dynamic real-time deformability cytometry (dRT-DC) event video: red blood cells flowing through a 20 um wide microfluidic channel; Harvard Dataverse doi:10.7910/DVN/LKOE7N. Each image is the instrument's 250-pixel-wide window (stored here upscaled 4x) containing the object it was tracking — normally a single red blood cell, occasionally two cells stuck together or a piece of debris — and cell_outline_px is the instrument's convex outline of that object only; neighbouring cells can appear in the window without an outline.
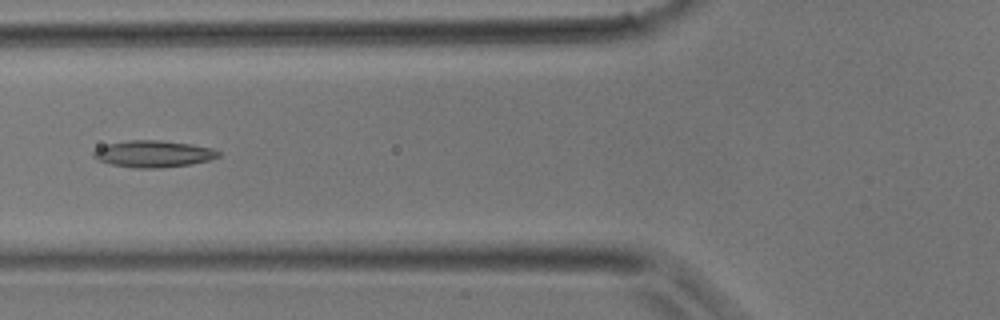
{"species": "common noctule bat (a hibernating species)", "species_latin": "Nyctalus noctula", "temperature_condition": "room temperature", "stored_images_in_passage": 14, "camera_frame_rate_fps": 3000, "um_per_image_px": 0.085, "animal": {"sex": "male", "body_mass_g": 17.9}, "frame": {"image": 1, "passage_image": 7, "time_ms": 2.0, "image_size_px": [1000, 320], "cell_outline_px": [[220, 156], [208, 160], [192, 164], [160, 168], [132, 168], [112, 164], [100, 160], [92, 156], [92, 152], [96, 148], [108, 144], [132, 140], [160, 140], [188, 144], [212, 148], [220, 152]], "centroid_in_image_um": [13.03, 13.08], "position_along_channel_um": 112.8, "area_um2": 19.31}}